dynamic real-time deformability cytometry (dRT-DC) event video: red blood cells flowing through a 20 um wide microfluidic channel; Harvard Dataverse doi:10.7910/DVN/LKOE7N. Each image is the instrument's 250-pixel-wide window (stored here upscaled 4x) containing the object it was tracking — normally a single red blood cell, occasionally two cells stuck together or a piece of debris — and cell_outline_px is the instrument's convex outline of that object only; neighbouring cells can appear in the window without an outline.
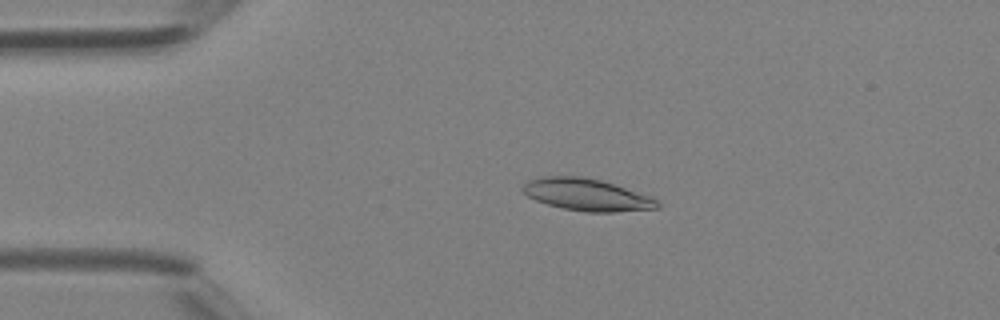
{"species": "Egyptian fruit bat (a non-hibernating species)", "species_latin": "Rousettus aegyptiacus", "temperature_condition": "room temperature", "stored_images_in_passage": 44, "camera_frame_rate_fps": 3000, "um_per_image_px": 0.085, "animal": {"sex": "female"}, "frame": {"image": 1, "passage_image": 10, "time_ms": 3.0, "image_size_px": [1000, 320], "cell_outline_px": [[660, 208], [616, 212], [588, 212], [564, 208], [548, 204], [536, 200], [528, 196], [520, 188], [528, 180], [544, 176], [580, 176], [600, 180], [652, 196], [660, 204]], "centroid_in_image_um": [49.89, 16.55], "position_along_channel_um": 35.1, "area_um2": 25.03}}
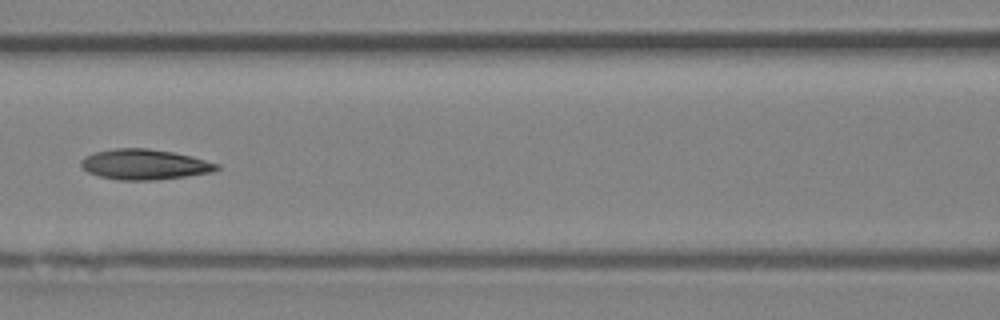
{"frame": {"image": 2, "passage_image": 20, "time_ms": 6.333, "image_size_px": [1000, 320], "cell_outline_px": [[220, 168], [212, 172], [156, 180], [120, 180], [100, 176], [88, 172], [80, 164], [80, 160], [84, 156], [96, 152], [116, 148], [148, 148], [172, 152], [192, 156], [220, 164]], "centroid_in_image_um": [12.29, 13.97], "position_along_channel_um": 154.3, "area_um2": 23.93}}
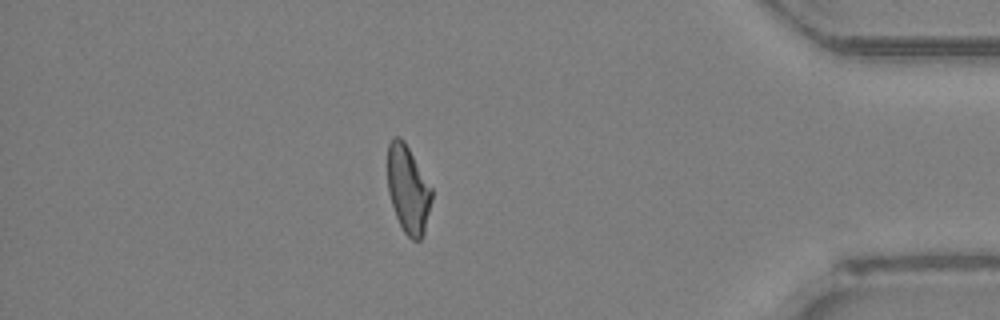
{"frame": {"image": 3, "passage_image": 38, "time_ms": 12.333, "image_size_px": [1000, 320], "cell_outline_px": [[432, 200], [424, 232], [420, 240], [412, 240], [404, 232], [396, 216], [388, 192], [388, 144], [392, 136], [400, 136], [404, 140], [432, 188]], "centroid_in_image_um": [34.68, 16.07], "position_along_channel_um": 400.5, "area_um2": 22.48}}